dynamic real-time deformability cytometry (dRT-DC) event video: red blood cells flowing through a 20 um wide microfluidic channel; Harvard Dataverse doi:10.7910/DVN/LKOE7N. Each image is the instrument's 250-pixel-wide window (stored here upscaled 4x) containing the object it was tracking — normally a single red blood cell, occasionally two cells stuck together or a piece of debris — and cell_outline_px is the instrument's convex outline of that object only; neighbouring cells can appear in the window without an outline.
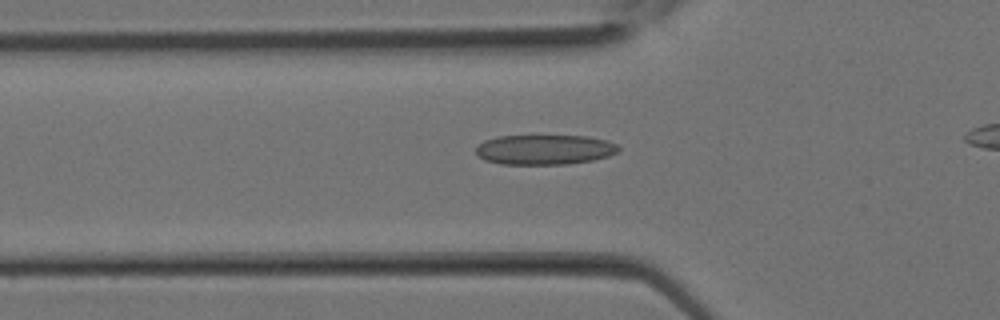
{"species": "Egyptian fruit bat (a non-hibernating species)", "species_latin": "Rousettus aegyptiacus", "temperature_condition": "room temperature", "stored_images_in_passage": 14, "segment_of_instrument_passage": [1, 2], "camera_frame_rate_fps": 3000, "um_per_image_px": 0.085, "animal": {"sex": "female"}, "frame": {"image": 1, "passage_image": 3, "time_ms": 0.667, "image_size_px": [1000, 320], "cell_outline_px": [[620, 148], [616, 152], [608, 156], [592, 160], [568, 164], [500, 164], [484, 160], [476, 152], [476, 148], [484, 140], [496, 136], [588, 136], [608, 140], [616, 144]], "centroid_in_image_um": [46.29, 12.71], "position_along_channel_um": 79.5, "area_um2": 24.85}}
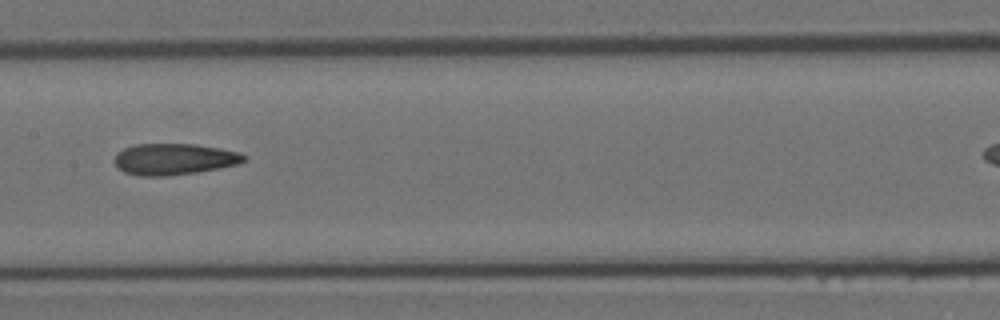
{"frame": {"image": 2, "passage_image": 8, "time_ms": 2.333, "image_size_px": [1000, 320], "cell_outline_px": [[248, 160], [240, 164], [220, 168], [196, 172], [168, 176], [140, 176], [124, 172], [112, 160], [116, 152], [132, 144], [196, 144], [220, 148], [240, 152], [248, 156]], "centroid_in_image_um": [14.83, 13.52], "position_along_channel_um": 192.6, "area_um2": 24.04}}
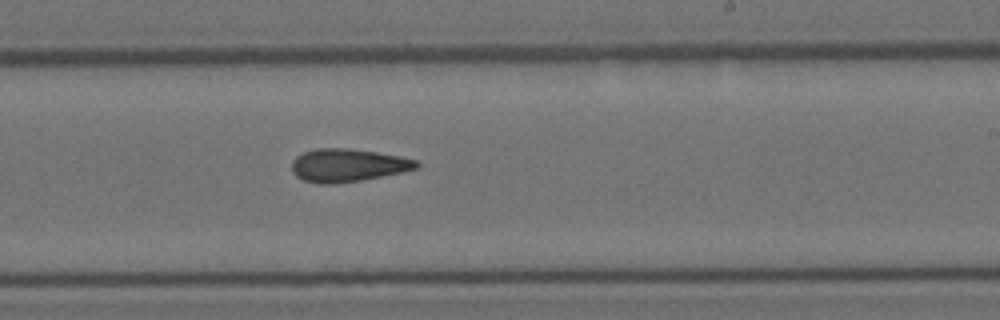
{"frame": {"image": 3, "passage_image": 11, "time_ms": 3.333, "image_size_px": [1000, 320], "cell_outline_px": [[420, 164], [416, 168], [400, 172], [360, 180], [336, 184], [320, 184], [304, 180], [296, 176], [292, 172], [292, 160], [296, 156], [304, 152], [316, 148], [348, 148], [376, 152], [400, 156], [416, 160]], "centroid_in_image_um": [29.51, 14.04], "position_along_channel_um": 259.5, "area_um2": 23.81}}